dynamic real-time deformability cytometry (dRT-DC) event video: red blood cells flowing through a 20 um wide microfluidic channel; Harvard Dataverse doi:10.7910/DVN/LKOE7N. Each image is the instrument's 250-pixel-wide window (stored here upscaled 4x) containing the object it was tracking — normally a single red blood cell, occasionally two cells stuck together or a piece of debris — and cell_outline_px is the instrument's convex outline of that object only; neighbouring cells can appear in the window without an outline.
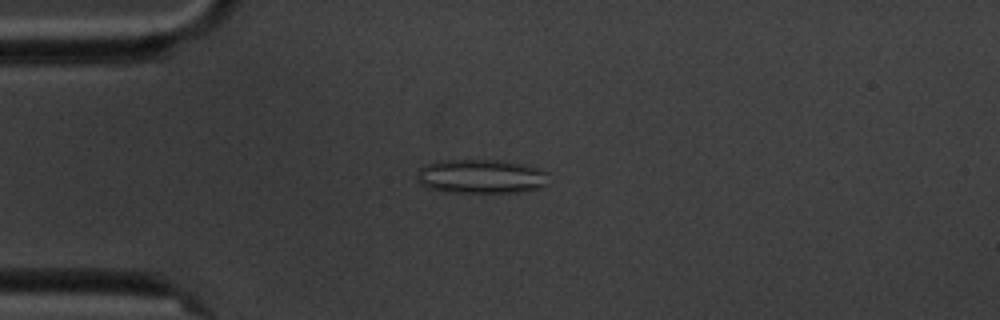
{"species": "common noctule bat (a hibernating species)", "species_latin": "Nyctalus noctula", "temperature_condition": "cold", "stored_images_in_passage": 7, "camera_frame_rate_fps": 3000, "um_per_image_px": 0.085, "animal": {"sex": "male", "body_mass_g": 20.1, "forearm_length_mm": 53.5}, "frame": {"image": 1, "passage_image": 5, "time_ms": 4.667, "image_size_px": [1000, 320], "cell_outline_px": [[548, 184], [536, 188], [516, 192], [444, 192], [428, 188], [420, 184], [416, 180], [416, 176], [420, 168], [428, 164], [440, 160], [504, 160], [528, 164], [540, 168], [548, 172]], "centroid_in_image_um": [40.9, 14.98], "position_along_channel_um": 44.1, "area_um2": 26.53}}
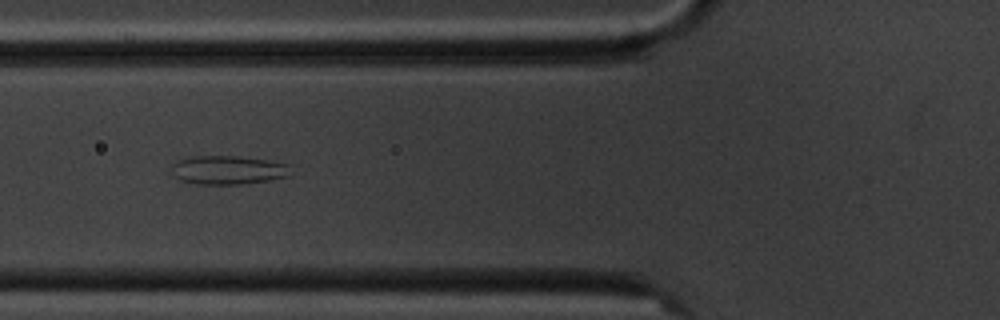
{"frame": {"image": 2, "passage_image": 7, "time_ms": 7.0, "image_size_px": [1000, 320], "cell_outline_px": [[288, 176], [268, 180], [244, 184], [196, 184], [180, 180], [172, 176], [172, 164], [188, 156], [236, 156], [268, 160], [288, 164]], "centroid_in_image_um": [19.32, 14.45], "position_along_channel_um": 106.5, "area_um2": 19.88}}